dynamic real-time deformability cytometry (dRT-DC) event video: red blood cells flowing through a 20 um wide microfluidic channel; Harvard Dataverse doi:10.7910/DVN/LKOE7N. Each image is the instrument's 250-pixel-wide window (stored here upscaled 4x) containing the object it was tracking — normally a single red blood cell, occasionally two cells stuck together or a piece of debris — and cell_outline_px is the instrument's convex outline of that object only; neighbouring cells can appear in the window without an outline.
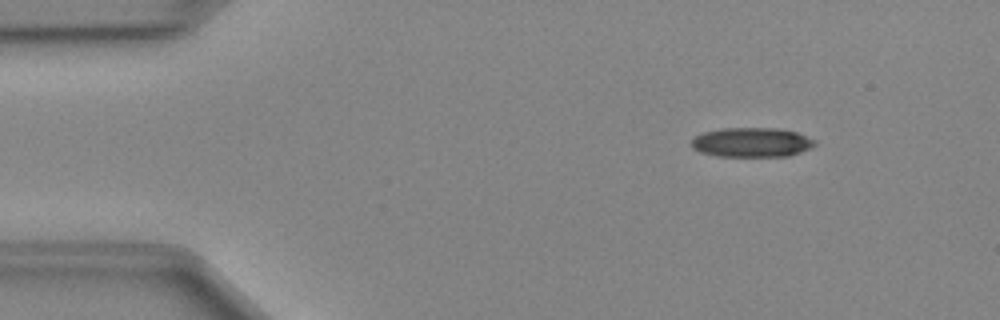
{"species": "Egyptian fruit bat (a non-hibernating species)", "species_latin": "Rousettus aegyptiacus", "temperature_condition": "cold", "stored_images_in_passage": 46, "camera_frame_rate_fps": 3000, "um_per_image_px": 0.085, "animal": {"sex": "female"}, "frame": {"image": 1, "passage_image": 3, "time_ms": 0.667, "image_size_px": [1000, 320], "cell_outline_px": [[816, 144], [800, 152], [788, 156], [716, 156], [700, 152], [692, 148], [692, 140], [696, 136], [704, 132], [724, 128], [776, 128], [796, 132], [816, 140]], "centroid_in_image_um": [63.89, 12.1], "position_along_channel_um": 21.1, "area_um2": 21.04}}
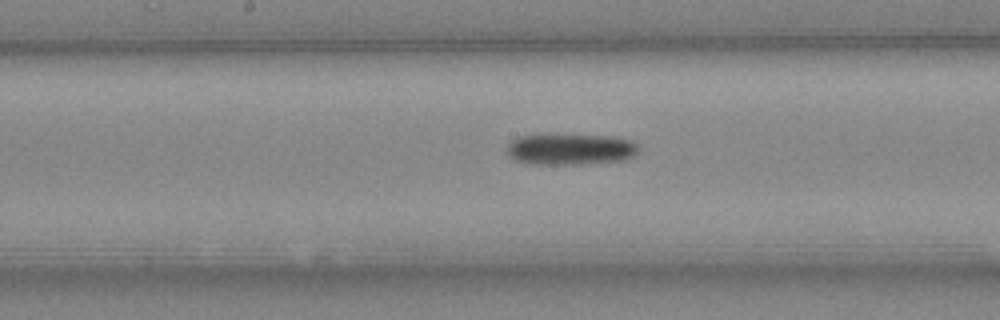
{"frame": {"image": 2, "passage_image": 22, "time_ms": 7.0, "image_size_px": [1000, 320], "cell_outline_px": [[640, 152], [636, 156], [628, 160], [584, 164], [532, 164], [516, 160], [508, 156], [504, 148], [512, 140], [520, 136], [540, 132], [616, 136], [632, 140], [640, 148]], "centroid_in_image_um": [48.5, 12.64], "position_along_channel_um": 199.7, "area_um2": 25.43}}
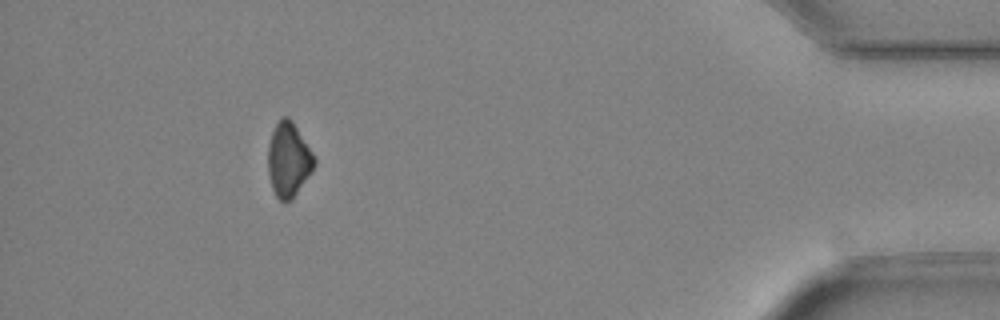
{"frame": {"image": 3, "passage_image": 42, "time_ms": 13.667, "image_size_px": [1000, 320], "cell_outline_px": [[316, 164], [312, 172], [292, 200], [280, 200], [276, 196], [272, 188], [268, 172], [268, 144], [272, 132], [276, 124], [284, 116], [288, 116], [292, 120], [312, 152], [316, 160]], "centroid_in_image_um": [24.53, 13.58], "position_along_channel_um": 410.7, "area_um2": 20.0}}